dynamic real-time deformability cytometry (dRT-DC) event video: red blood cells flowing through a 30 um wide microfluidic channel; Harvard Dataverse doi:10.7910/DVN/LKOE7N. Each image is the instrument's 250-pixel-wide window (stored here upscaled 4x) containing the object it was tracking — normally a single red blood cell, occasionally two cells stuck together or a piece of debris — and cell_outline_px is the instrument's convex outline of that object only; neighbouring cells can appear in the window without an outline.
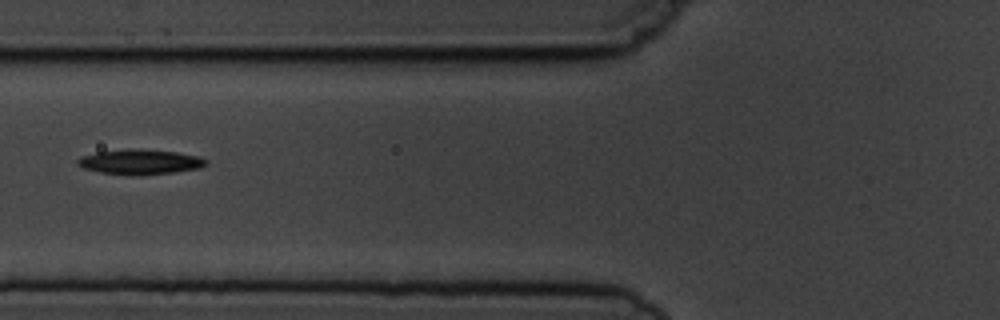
{"species": "common noctule bat (a hibernating species)", "species_latin": "Nyctalus noctula", "temperature_condition": "cold", "stored_images_in_passage": 10, "camera_frame_rate_fps": 3000, "um_per_image_px": 0.085, "animal": {"sex": "male", "body_mass_g": 19.5, "forearm_length_mm": 54.6}, "frame": {"image": 1, "passage_image": 7, "time_ms": 7.0, "image_size_px": [1000, 320], "cell_outline_px": [[208, 164], [200, 168], [172, 172], [140, 176], [132, 176], [100, 172], [84, 168], [76, 164], [76, 160], [80, 156], [96, 152], [132, 148], [140, 148], [176, 152], [200, 156], [208, 160]], "centroid_in_image_um": [11.91, 13.76], "position_along_channel_um": 113.9, "area_um2": 19.07}}
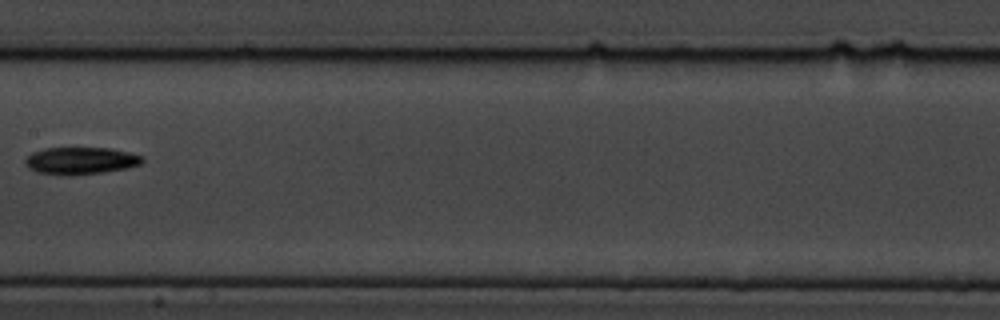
{"frame": {"image": 2, "passage_image": 9, "time_ms": 9.333, "image_size_px": [1000, 320], "cell_outline_px": [[144, 160], [140, 164], [128, 168], [104, 172], [72, 176], [60, 176], [36, 172], [28, 168], [24, 164], [24, 160], [32, 152], [44, 148], [112, 148], [144, 156]], "centroid_in_image_um": [6.83, 13.67], "position_along_channel_um": 200.6, "area_um2": 18.96}}
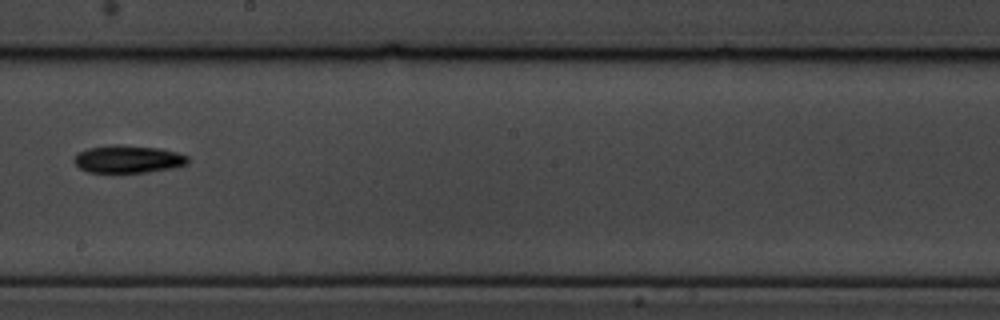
{"frame": {"image": 3, "passage_image": 10, "time_ms": 10.333, "image_size_px": [1000, 320], "cell_outline_px": [[188, 164], [176, 168], [144, 172], [88, 172], [80, 168], [72, 160], [80, 152], [88, 148], [116, 144], [160, 148], [176, 152], [188, 156]], "centroid_in_image_um": [10.92, 13.52], "position_along_channel_um": 237.3, "area_um2": 18.26}}